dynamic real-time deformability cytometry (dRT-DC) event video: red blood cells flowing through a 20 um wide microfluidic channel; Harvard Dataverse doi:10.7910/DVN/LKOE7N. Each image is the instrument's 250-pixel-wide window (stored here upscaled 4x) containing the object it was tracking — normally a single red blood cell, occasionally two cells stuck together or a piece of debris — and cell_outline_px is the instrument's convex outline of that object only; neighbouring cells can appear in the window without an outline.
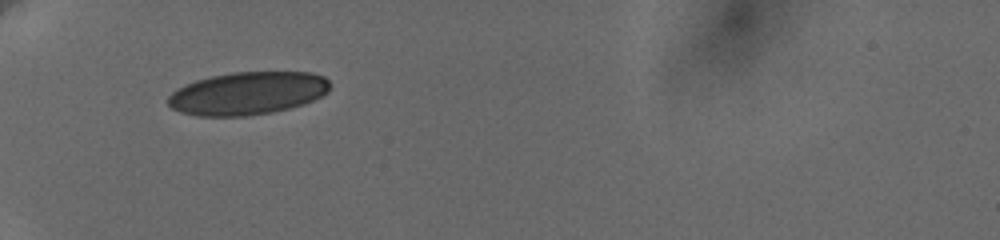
{"species": "human", "species_latin": "Homo sapiens", "temperature_condition": "cold", "stored_images_in_passage": 52, "camera_frame_rate_fps": 3000, "um_per_image_px": 0.085, "donor": {"sex": "female"}, "frame": {"image": 1, "passage_image": 1, "time_ms": 0.0, "image_size_px": [1000, 240], "cell_outline_px": [[328, 92], [312, 100], [288, 108], [272, 112], [244, 116], [196, 116], [180, 112], [172, 108], [168, 104], [168, 96], [176, 88], [184, 84], [196, 80], [212, 76], [232, 72], [312, 72], [324, 76], [328, 80]], "centroid_in_image_um": [21.0, 7.92], "position_along_channel_um": 64.0, "area_um2": 40.34}}
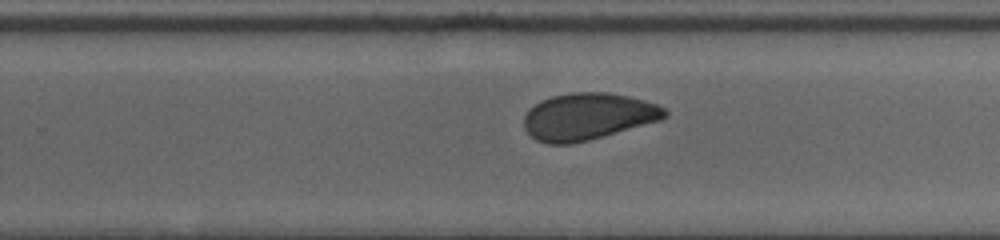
{"frame": {"image": 2, "passage_image": 26, "time_ms": 6.333, "image_size_px": [1000, 240], "cell_outline_px": [[668, 116], [660, 120], [588, 140], [572, 144], [548, 144], [536, 140], [524, 128], [524, 116], [528, 108], [540, 100], [552, 96], [572, 92], [608, 92], [628, 96], [644, 100], [656, 104], [664, 108], [668, 112]], "centroid_in_image_um": [49.94, 9.89], "position_along_channel_um": 279.9, "area_um2": 38.44}}
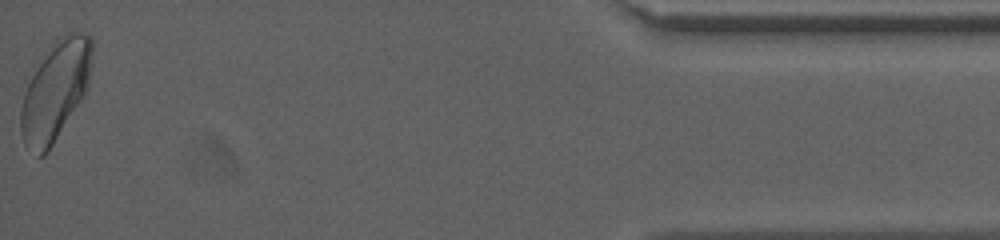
{"frame": {"image": 3, "passage_image": 51, "time_ms": 12.333, "image_size_px": [1000, 240], "cell_outline_px": [[92, 56], [88, 88], [84, 96], [44, 156], [36, 156], [24, 144], [20, 132], [20, 108], [24, 92], [32, 76], [56, 36], [64, 32], [76, 28], [88, 32], [92, 36]], "centroid_in_image_um": [4.73, 7.63], "position_along_channel_um": 430.5, "area_um2": 41.56}, "authors_computed_cell_mechanics": {"area_um2": 39.4485, "velocity_mm_per_s": 3.6434, "shape_relaxation_time_tau1_ms": 6.3428, "shape_relaxation_time_tau2_ms": 1.6164, "deformation_change_tau1": 0.1007, "deformation_change_tau2": 0.0535}}